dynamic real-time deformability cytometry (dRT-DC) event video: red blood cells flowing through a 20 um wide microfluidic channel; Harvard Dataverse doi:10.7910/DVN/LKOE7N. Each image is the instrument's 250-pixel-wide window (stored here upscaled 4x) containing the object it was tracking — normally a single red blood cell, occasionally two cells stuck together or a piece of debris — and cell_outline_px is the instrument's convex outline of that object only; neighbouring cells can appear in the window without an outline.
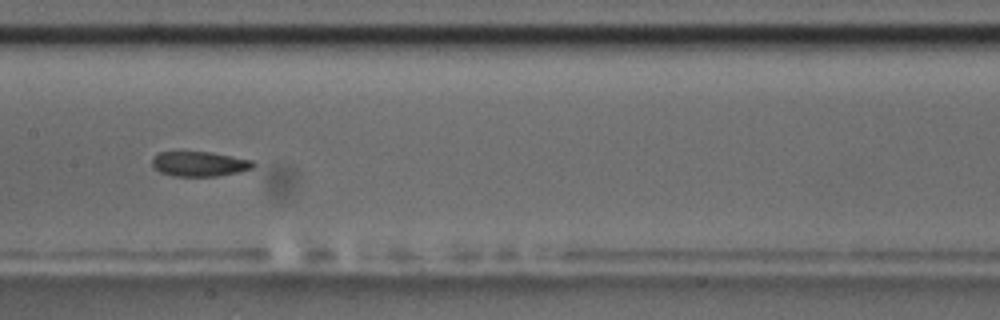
{"species": "common noctule bat (a hibernating species)", "species_latin": "Nyctalus noctula", "temperature_condition": "room temperature", "stored_images_in_passage": 39, "camera_frame_rate_fps": 3000, "um_per_image_px": 0.085, "animal": {"sex": "male", "body_mass_g": 17.5, "forearm_length_mm": 52.3}, "frame": {"image": 1, "passage_image": 28, "time_ms": 9.0, "image_size_px": [1000, 320], "cell_outline_px": [[256, 164], [252, 168], [240, 172], [216, 176], [172, 176], [160, 172], [152, 164], [152, 156], [160, 152], [212, 152], [252, 160]], "centroid_in_image_um": [16.96, 13.93], "position_along_channel_um": 190.4, "area_um2": 14.68}}